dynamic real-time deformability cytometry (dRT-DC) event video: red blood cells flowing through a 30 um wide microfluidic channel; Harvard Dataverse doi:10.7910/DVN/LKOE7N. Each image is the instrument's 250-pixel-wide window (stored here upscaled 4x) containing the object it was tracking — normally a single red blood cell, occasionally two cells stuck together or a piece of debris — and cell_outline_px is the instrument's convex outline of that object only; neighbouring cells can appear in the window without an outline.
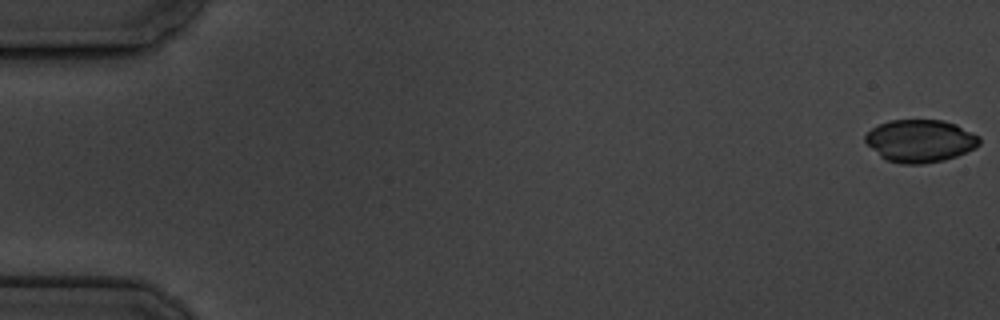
{"species": "common noctule bat (a hibernating species)", "species_latin": "Nyctalus noctula", "temperature_condition": "cold", "stored_images_in_passage": 6, "camera_frame_rate_fps": 3000, "um_per_image_px": 0.085, "animal": {"sex": "male", "body_mass_g": 19.5, "forearm_length_mm": 54.6}, "frame": {"image": 1, "passage_image": 1, "time_ms": 0.0, "image_size_px": [1000, 320], "cell_outline_px": [[980, 144], [976, 148], [956, 156], [944, 160], [924, 164], [900, 164], [888, 160], [880, 156], [864, 140], [864, 136], [872, 128], [888, 120], [944, 120], [956, 124], [980, 136]], "centroid_in_image_um": [78.24, 11.97], "position_along_channel_um": 6.8, "area_um2": 28.38}}